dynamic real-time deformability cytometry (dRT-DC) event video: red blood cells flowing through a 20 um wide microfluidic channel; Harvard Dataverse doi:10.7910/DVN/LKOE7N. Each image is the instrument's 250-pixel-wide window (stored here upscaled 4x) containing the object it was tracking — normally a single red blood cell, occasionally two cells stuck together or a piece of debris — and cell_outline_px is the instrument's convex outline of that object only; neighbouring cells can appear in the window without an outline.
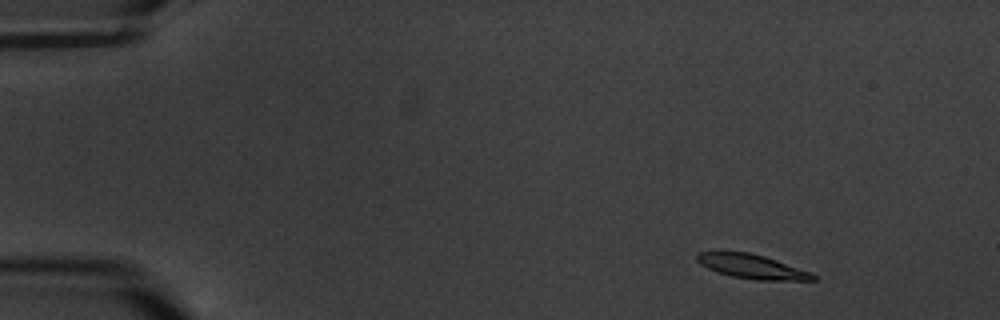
{"species": "common noctule bat (a hibernating species)", "species_latin": "Nyctalus noctula", "temperature_condition": "warm", "stored_images_in_passage": 5, "camera_frame_rate_fps": 3000, "um_per_image_px": 0.085, "animal": {"sex": "male", "body_mass_g": 20.1, "forearm_length_mm": 53.5}, "frame": {"image": 1, "passage_image": 2, "time_ms": 1.0, "image_size_px": [1000, 320], "cell_outline_px": [[816, 280], [756, 280], [732, 276], [716, 272], [700, 264], [696, 260], [696, 252], [748, 252], [764, 256], [776, 260], [808, 272], [816, 276]], "centroid_in_image_um": [63.85, 22.65], "position_along_channel_um": 21.1, "area_um2": 16.07}}
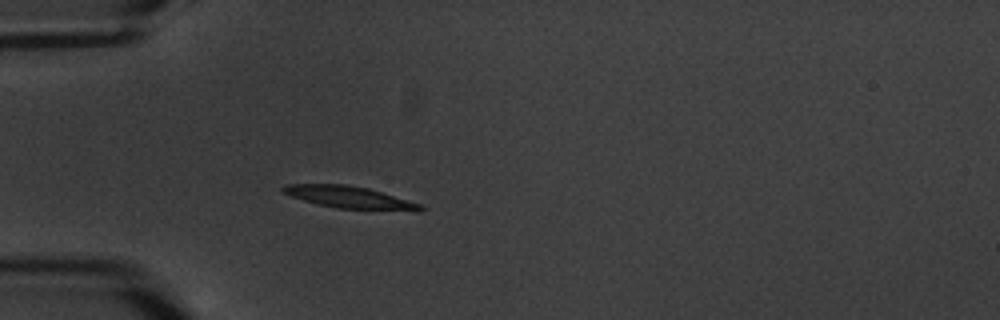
{"frame": {"image": 2, "passage_image": 5, "time_ms": 4.667, "image_size_px": [1000, 320], "cell_outline_px": [[424, 208], [420, 212], [416, 212], [336, 208], [316, 204], [280, 192], [280, 188], [284, 184], [344, 184], [368, 188], [424, 204]], "centroid_in_image_um": [29.78, 16.79], "position_along_channel_um": 55.2, "area_um2": 18.15}}